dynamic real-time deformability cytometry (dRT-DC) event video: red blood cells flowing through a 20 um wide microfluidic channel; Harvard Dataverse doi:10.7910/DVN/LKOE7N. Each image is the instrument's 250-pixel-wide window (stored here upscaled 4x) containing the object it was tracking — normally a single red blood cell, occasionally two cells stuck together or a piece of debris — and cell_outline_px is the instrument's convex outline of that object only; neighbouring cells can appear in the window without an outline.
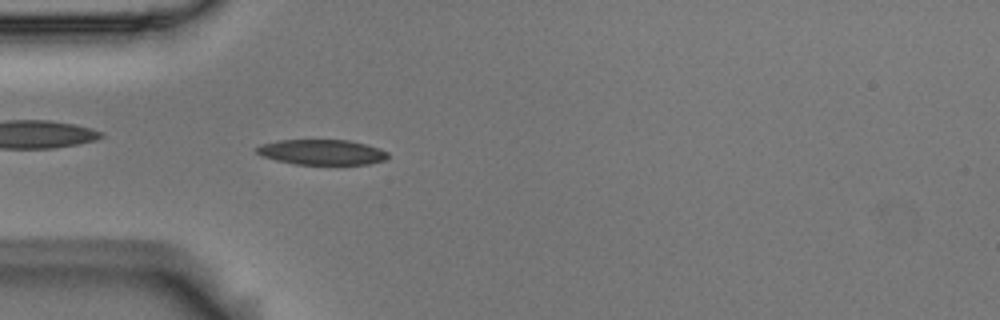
{"species": "Egyptian fruit bat (a non-hibernating species)", "species_latin": "Rousettus aegyptiacus", "temperature_condition": "room temperature", "stored_images_in_passage": 54, "camera_frame_rate_fps": 3000, "um_per_image_px": 0.085, "animal": {"sex": "male"}, "frame": {"image": 1, "passage_image": 15, "time_ms": 4.667, "image_size_px": [1000, 320], "cell_outline_px": [[388, 156], [384, 160], [368, 164], [296, 164], [276, 160], [264, 156], [256, 152], [256, 148], [260, 144], [280, 140], [348, 140], [368, 144], [380, 148], [388, 152]], "centroid_in_image_um": [27.38, 12.92], "position_along_channel_um": 57.6, "area_um2": 19.25}}
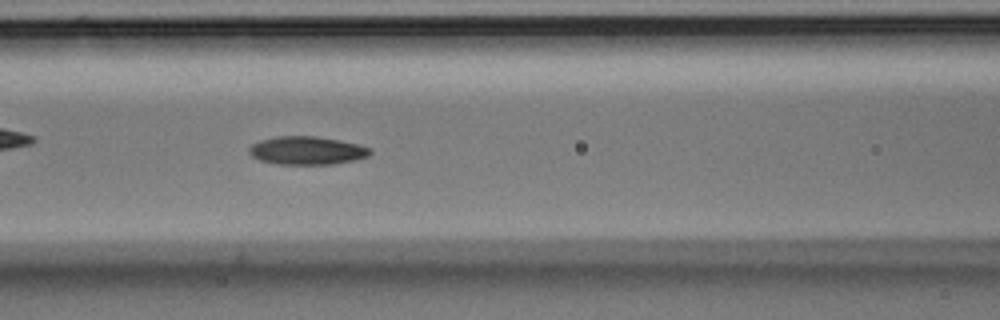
{"frame": {"image": 2, "passage_image": 22, "time_ms": 7.0, "image_size_px": [1000, 320], "cell_outline_px": [[372, 152], [368, 156], [356, 160], [332, 164], [276, 164], [260, 160], [252, 156], [248, 152], [248, 148], [252, 144], [260, 140], [276, 136], [316, 136], [340, 140], [372, 148]], "centroid_in_image_um": [26.08, 12.79], "position_along_channel_um": 140.5, "area_um2": 20.0}}
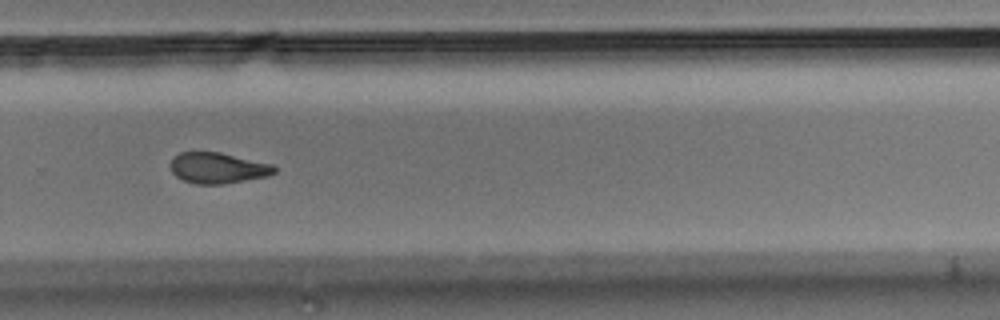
{"frame": {"image": 3, "passage_image": 36, "time_ms": 11.667, "image_size_px": [1000, 320], "cell_outline_px": [[276, 172], [268, 176], [224, 184], [196, 184], [184, 180], [176, 176], [172, 172], [172, 160], [180, 152], [220, 152], [272, 164], [276, 168]], "centroid_in_image_um": [18.55, 14.28], "position_along_channel_um": 311.3, "area_um2": 18.5}, "authors_computed_cell_mechanics": {"area_um2": 19.363, "velocity_mm_per_s": 3.6691, "shape_relaxation_time_tau1_ms": 4.1445, "shape_relaxation_time_tau2_ms": 4.5502, "deformation_change_tau1": 0.1482, "deformation_change_tau2": 0.121}}